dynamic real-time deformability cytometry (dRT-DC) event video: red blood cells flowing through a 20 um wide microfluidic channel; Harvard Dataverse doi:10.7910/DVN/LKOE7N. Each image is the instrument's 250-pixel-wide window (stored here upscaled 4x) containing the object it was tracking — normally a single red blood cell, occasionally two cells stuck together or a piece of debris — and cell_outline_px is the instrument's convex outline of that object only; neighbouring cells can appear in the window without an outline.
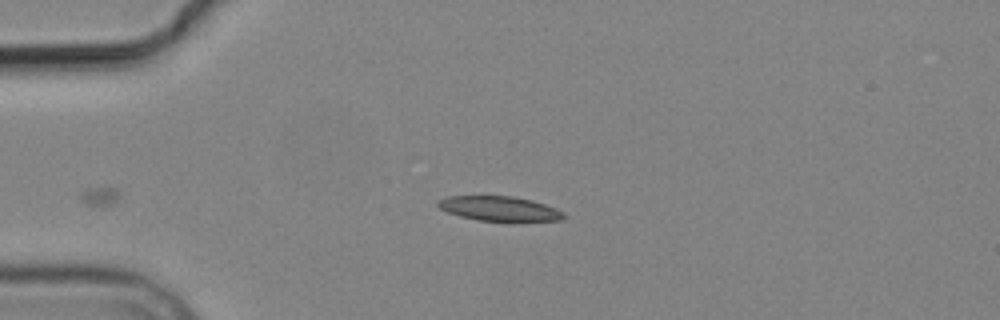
{"species": "common noctule bat (a hibernating species)", "species_latin": "Nyctalus noctula", "temperature_condition": "cold", "stored_images_in_passage": 5, "camera_frame_rate_fps": 3000, "um_per_image_px": 0.085, "animal": {"sex": "male", "body_mass_g": 19.2, "forearm_length_mm": 51.8}, "frame": {"image": 1, "passage_image": 5, "time_ms": 4.333, "image_size_px": [1000, 320], "cell_outline_px": [[564, 216], [560, 220], [476, 220], [460, 216], [448, 212], [440, 208], [436, 204], [436, 200], [448, 196], [512, 196], [532, 200], [556, 208], [564, 212]], "centroid_in_image_um": [42.39, 17.71], "position_along_channel_um": 42.6, "area_um2": 17.74}}